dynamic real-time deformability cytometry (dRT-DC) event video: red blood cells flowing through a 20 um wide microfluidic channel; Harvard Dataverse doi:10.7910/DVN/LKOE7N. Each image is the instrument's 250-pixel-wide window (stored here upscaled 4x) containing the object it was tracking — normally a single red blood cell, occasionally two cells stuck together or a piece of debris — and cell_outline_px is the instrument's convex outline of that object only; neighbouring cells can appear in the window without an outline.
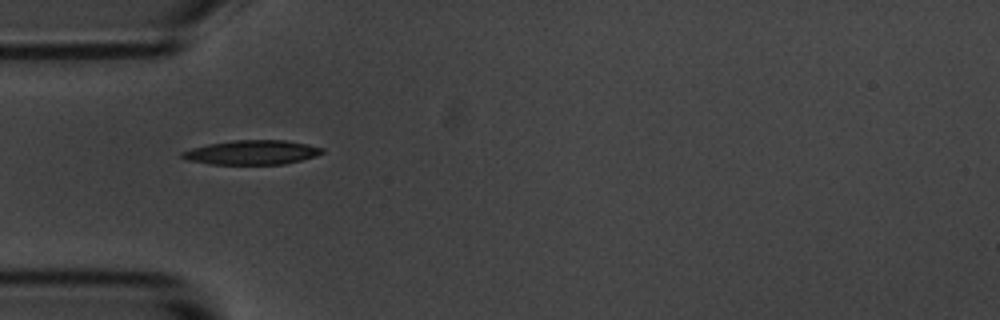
{"species": "common noctule bat (a hibernating species)", "species_latin": "Nyctalus noctula", "temperature_condition": "room temperature", "stored_images_in_passage": 5, "camera_frame_rate_fps": 3000, "um_per_image_px": 0.085, "animal": {"sex": "male", "body_mass_g": 20.1, "forearm_length_mm": 53.5}, "frame": {"image": 1, "passage_image": 4, "time_ms": 3.667, "image_size_px": [1000, 320], "cell_outline_px": [[324, 152], [316, 156], [284, 164], [212, 164], [188, 160], [180, 156], [180, 152], [192, 148], [208, 144], [232, 140], [284, 140], [308, 144], [324, 148]], "centroid_in_image_um": [21.42, 12.95], "position_along_channel_um": 63.6, "area_um2": 19.83}}